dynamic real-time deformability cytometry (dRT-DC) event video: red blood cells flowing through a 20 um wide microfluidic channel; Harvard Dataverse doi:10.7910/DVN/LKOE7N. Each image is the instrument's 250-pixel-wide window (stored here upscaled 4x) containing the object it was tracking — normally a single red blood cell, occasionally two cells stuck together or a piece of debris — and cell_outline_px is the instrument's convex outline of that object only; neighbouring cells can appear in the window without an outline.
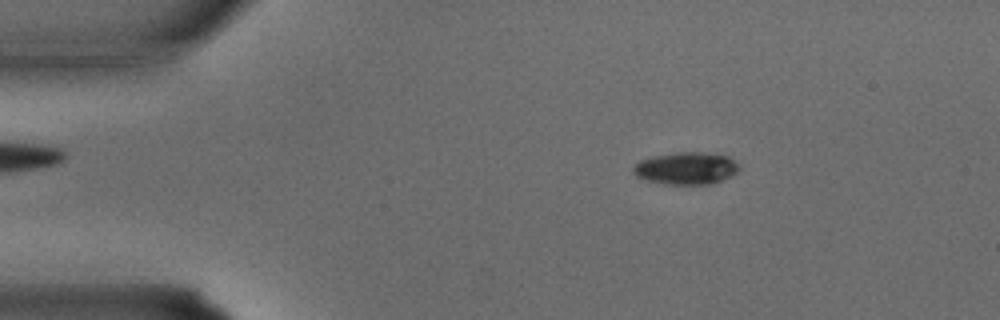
{"species": "common noctule bat (a hibernating species)", "species_latin": "Nyctalus noctula", "temperature_condition": "warm", "stored_images_in_passage": 32, "camera_frame_rate_fps": 3000, "um_per_image_px": 0.085, "animal": {"sex": "male", "body_mass_g": 15.6}, "frame": {"image": 1, "passage_image": 4, "time_ms": 1.0, "image_size_px": [1000, 320], "cell_outline_px": [[740, 168], [736, 172], [712, 184], [664, 184], [644, 180], [636, 176], [632, 172], [632, 168], [640, 160], [656, 156], [676, 152], [700, 152], [728, 156], [740, 164]], "centroid_in_image_um": [58.3, 14.31], "position_along_channel_um": 26.7, "area_um2": 19.83}}
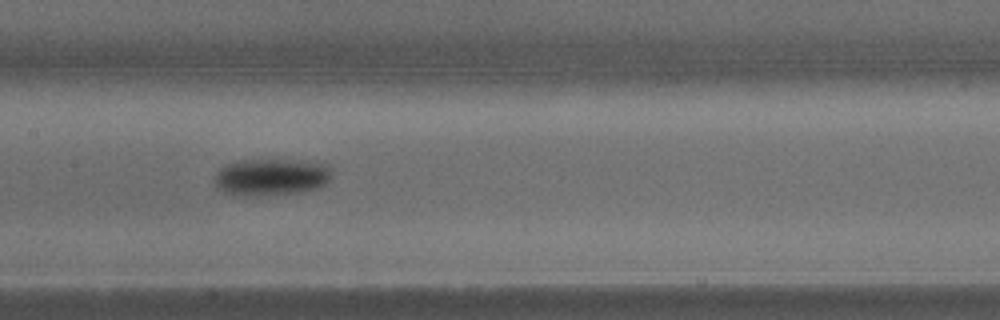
{"frame": {"image": 2, "passage_image": 15, "time_ms": 4.667, "image_size_px": [1000, 320], "cell_outline_px": [[328, 180], [324, 184], [316, 188], [300, 192], [256, 196], [232, 196], [224, 192], [216, 184], [216, 172], [224, 164], [236, 160], [308, 160], [328, 164]], "centroid_in_image_um": [23.0, 15.04], "position_along_channel_um": 184.4, "area_um2": 25.32}}
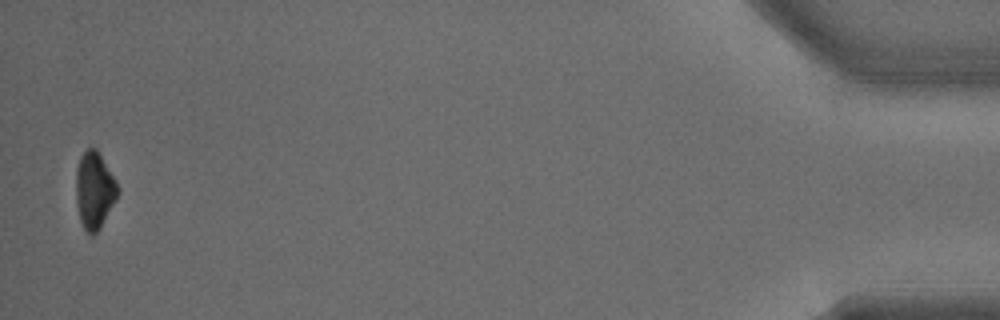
{"frame": {"image": 3, "passage_image": 32, "time_ms": 10.333, "image_size_px": [1000, 320], "cell_outline_px": [[120, 192], [116, 200], [100, 228], [92, 236], [84, 228], [80, 220], [76, 204], [76, 172], [80, 156], [88, 148], [96, 148], [116, 180], [120, 188]], "centroid_in_image_um": [8.04, 16.17], "position_along_channel_um": 427.2, "area_um2": 18.73}}